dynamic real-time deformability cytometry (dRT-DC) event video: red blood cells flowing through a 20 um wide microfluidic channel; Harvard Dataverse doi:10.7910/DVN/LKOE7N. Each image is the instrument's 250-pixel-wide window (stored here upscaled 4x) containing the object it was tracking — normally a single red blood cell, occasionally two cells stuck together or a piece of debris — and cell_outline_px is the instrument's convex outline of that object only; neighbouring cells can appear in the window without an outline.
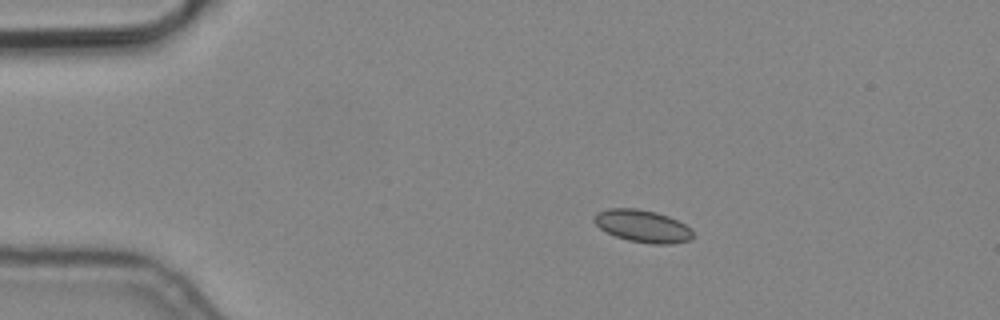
{"species": "common noctule bat (a hibernating species)", "species_latin": "Nyctalus noctula", "temperature_condition": "cold", "stored_images_in_passage": 6, "camera_frame_rate_fps": 3000, "um_per_image_px": 0.085, "animal": {"sex": "male", "body_mass_g": 19.2, "forearm_length_mm": 51.8}, "frame": {"image": 1, "passage_image": 3, "time_ms": 0.667, "image_size_px": [1000, 320], "cell_outline_px": [[692, 236], [688, 240], [672, 244], [652, 244], [628, 240], [616, 236], [600, 228], [592, 220], [596, 212], [608, 208], [636, 208], [656, 212], [668, 216], [692, 228]], "centroid_in_image_um": [54.6, 19.2], "position_along_channel_um": 30.4, "area_um2": 18.55}}
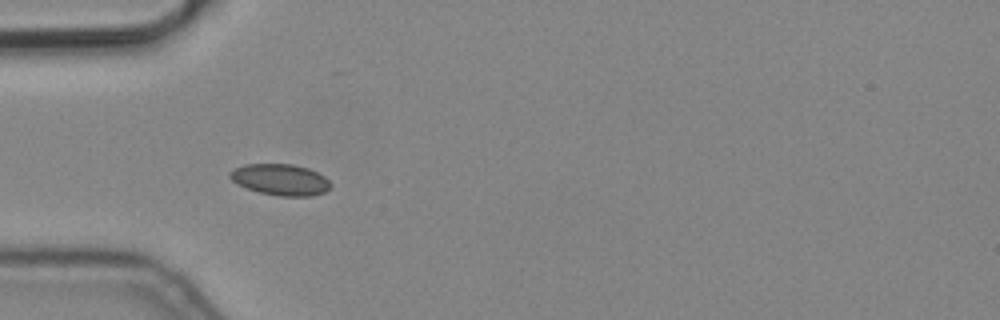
{"frame": {"image": 2, "passage_image": 5, "time_ms": 1.333, "image_size_px": [1000, 320], "cell_outline_px": [[332, 184], [324, 192], [312, 196], [280, 196], [260, 192], [248, 188], [232, 180], [228, 176], [228, 172], [244, 164], [292, 164], [308, 168], [324, 176]], "centroid_in_image_um": [23.84, 15.26], "position_along_channel_um": 61.2, "area_um2": 18.15}}
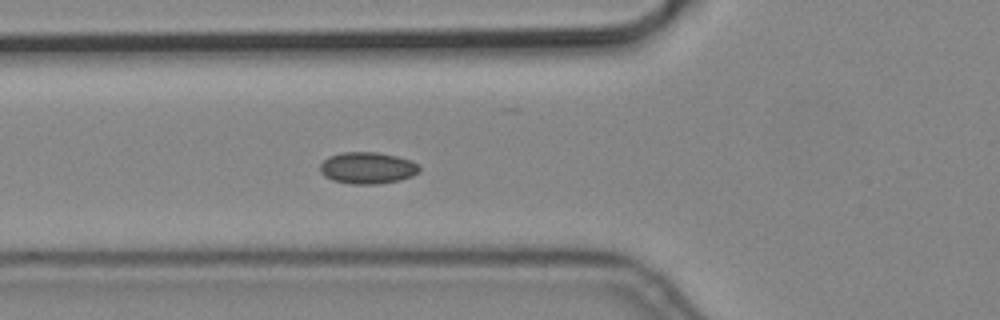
{"frame": {"image": 3, "passage_image": 6, "time_ms": 1.667, "image_size_px": [1000, 320], "cell_outline_px": [[420, 172], [412, 176], [400, 180], [380, 184], [352, 184], [332, 180], [324, 176], [320, 172], [320, 164], [328, 156], [340, 152], [376, 152], [396, 156], [412, 160], [420, 164]], "centroid_in_image_um": [31.25, 14.27], "position_along_channel_um": 94.5, "area_um2": 18.61}}